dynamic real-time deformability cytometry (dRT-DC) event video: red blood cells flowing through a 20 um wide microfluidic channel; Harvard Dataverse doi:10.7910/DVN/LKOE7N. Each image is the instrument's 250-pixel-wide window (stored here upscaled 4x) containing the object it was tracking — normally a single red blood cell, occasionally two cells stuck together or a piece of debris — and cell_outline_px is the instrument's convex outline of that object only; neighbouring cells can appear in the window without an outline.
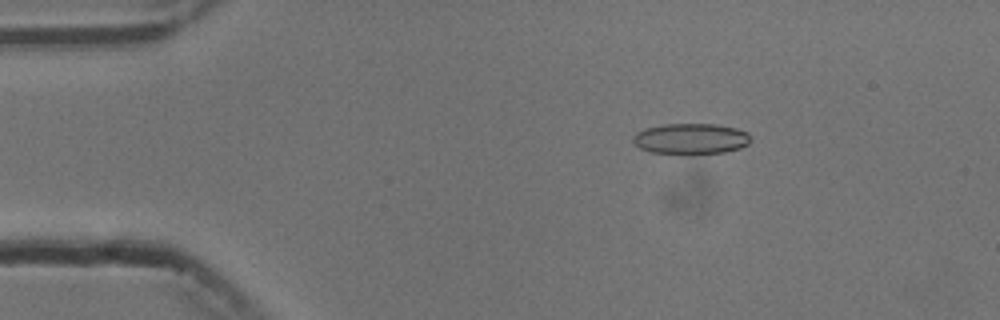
{"species": "common noctule bat (a hibernating species)", "species_latin": "Nyctalus noctula", "temperature_condition": "cold", "stored_images_in_passage": 52, "camera_frame_rate_fps": 3000, "um_per_image_px": 0.085, "animal": {"sex": "male", "body_mass_g": 13.3}, "frame": {"image": 1, "passage_image": 7, "time_ms": 2.0, "image_size_px": [1000, 320], "cell_outline_px": [[752, 140], [748, 144], [740, 148], [724, 152], [692, 156], [680, 156], [652, 152], [640, 148], [632, 140], [632, 136], [636, 132], [644, 128], [664, 124], [716, 124], [736, 128], [748, 132]], "centroid_in_image_um": [58.72, 11.83], "position_along_channel_um": 26.3, "area_um2": 21.91}}
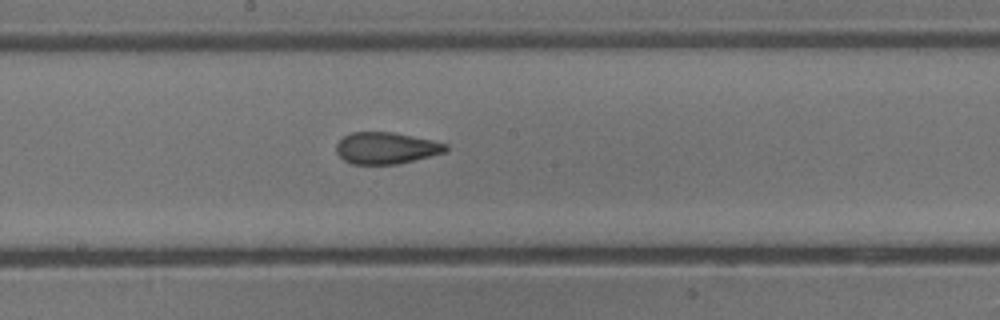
{"frame": {"image": 2, "passage_image": 27, "time_ms": 8.667, "image_size_px": [1000, 320], "cell_outline_px": [[448, 148], [444, 152], [396, 164], [352, 164], [344, 160], [336, 152], [336, 144], [344, 136], [352, 132], [392, 132], [432, 140], [448, 144]], "centroid_in_image_um": [32.79, 12.58], "position_along_channel_um": 215.4, "area_um2": 19.94}}
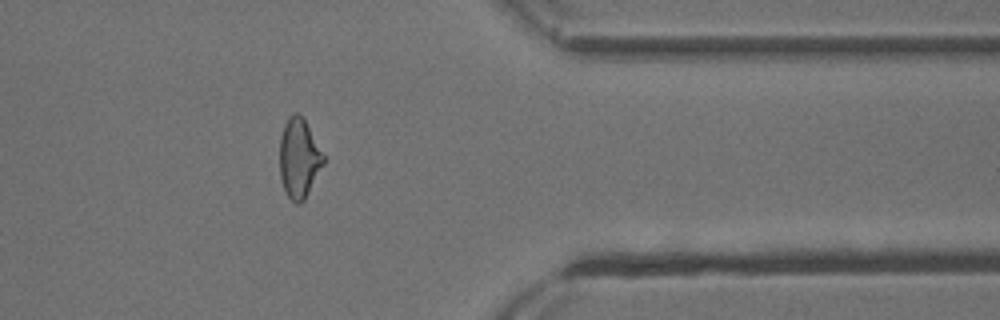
{"frame": {"image": 3, "passage_image": 42, "time_ms": 13.667, "image_size_px": [1000, 320], "cell_outline_px": [[324, 164], [304, 200], [300, 204], [296, 204], [288, 196], [284, 188], [280, 176], [280, 136], [284, 124], [288, 116], [292, 112], [296, 112], [304, 120], [324, 156]], "centroid_in_image_um": [25.4, 13.45], "position_along_channel_um": 386.0, "area_um2": 20.0}, "authors_computed_cell_mechanics": {"area_um2": 20.808, "velocity_mm_per_s": 3.7585, "shape_relaxation_time_tau1_ms": null, "shape_relaxation_time_tau2_ms": 1.6525, "deformation_change_tau1": null, "deformation_change_tau2": 0.0919}}